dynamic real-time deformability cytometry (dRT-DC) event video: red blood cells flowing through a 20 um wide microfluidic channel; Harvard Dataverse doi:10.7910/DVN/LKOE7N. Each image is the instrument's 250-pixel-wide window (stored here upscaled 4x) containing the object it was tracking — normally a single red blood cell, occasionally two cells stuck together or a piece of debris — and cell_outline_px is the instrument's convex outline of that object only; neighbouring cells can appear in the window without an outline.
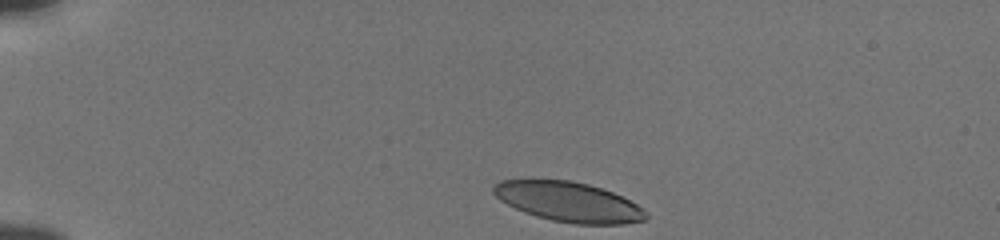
{"species": "human", "species_latin": "Homo sapiens", "temperature_condition": "cold", "stored_images_in_passage": 37, "camera_frame_rate_fps": 3000, "um_per_image_px": 0.085, "donor": {"sex": "male"}, "frame": {"image": 1, "passage_image": 1, "time_ms": 0.0, "image_size_px": [1000, 240], "cell_outline_px": [[648, 216], [644, 220], [624, 224], [576, 224], [552, 220], [536, 216], [524, 212], [500, 200], [492, 192], [492, 188], [500, 180], [568, 180], [588, 184], [612, 192], [644, 208], [648, 212]], "centroid_in_image_um": [48.34, 17.16], "position_along_channel_um": 36.7, "area_um2": 35.08}}
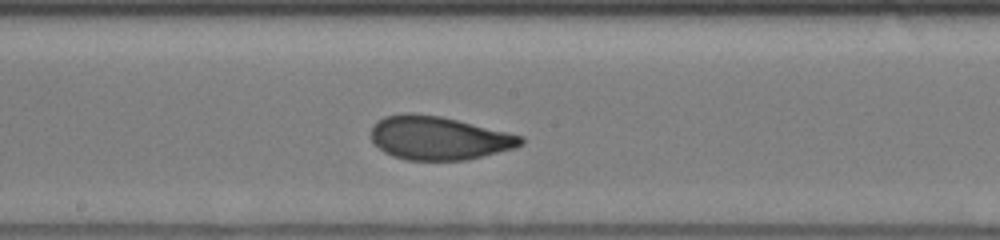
{"frame": {"image": 2, "passage_image": 20, "time_ms": 6.333, "image_size_px": [1000, 240], "cell_outline_px": [[524, 144], [516, 148], [468, 160], [408, 160], [392, 156], [384, 152], [372, 140], [372, 124], [376, 120], [384, 116], [404, 112], [412, 112], [440, 116], [524, 136]], "centroid_in_image_um": [37.29, 11.73], "position_along_channel_um": 210.9, "area_um2": 38.21}}
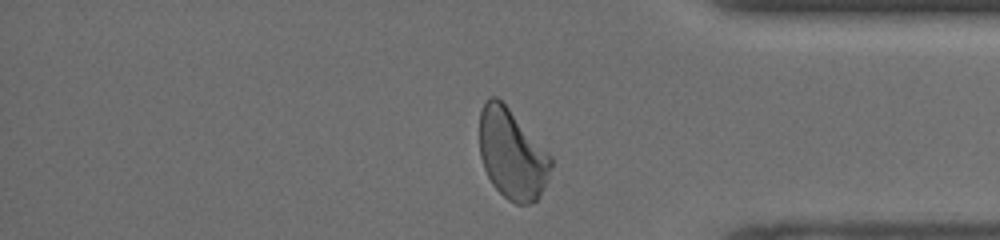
{"frame": {"image": 3, "passage_image": 35, "time_ms": 11.333, "image_size_px": [1000, 240], "cell_outline_px": [[552, 164], [544, 188], [540, 196], [536, 200], [528, 204], [516, 204], [508, 200], [492, 184], [484, 168], [480, 156], [480, 112], [484, 104], [492, 96], [496, 96], [508, 108], [552, 156]], "centroid_in_image_um": [43.52, 13.13], "position_along_channel_um": 391.7, "area_um2": 37.05}, "authors_computed_cell_mechanics": {"area_um2": 37.57, "velocity_mm_per_s": 3.8178, "shape_relaxation_time_tau1_ms": 3.454, "shape_relaxation_time_tau2_ms": 0.9882, "deformation_change_tau1": 0.1563, "deformation_change_tau2": 0.0634}}